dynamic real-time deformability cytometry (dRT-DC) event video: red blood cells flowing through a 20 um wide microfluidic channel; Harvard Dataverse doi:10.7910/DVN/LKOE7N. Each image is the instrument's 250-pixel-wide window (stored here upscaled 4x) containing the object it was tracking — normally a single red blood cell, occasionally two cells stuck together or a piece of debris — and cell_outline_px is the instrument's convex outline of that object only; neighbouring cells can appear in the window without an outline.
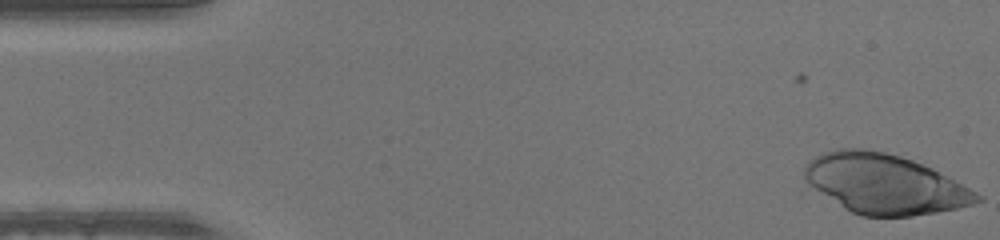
{"species": "human", "species_latin": "Homo sapiens", "temperature_condition": "warm", "stored_images_in_passage": 17, "camera_frame_rate_fps": 3000, "um_per_image_px": 0.085, "donor": {"sex": "male"}, "frame": {"image": 1, "passage_image": 1, "time_ms": 0.0, "image_size_px": [1000, 240], "cell_outline_px": [[984, 200], [972, 204], [956, 208], [936, 212], [912, 216], [860, 216], [844, 208], [808, 184], [804, 176], [804, 168], [816, 156], [824, 152], [836, 148], [864, 148], [884, 152], [900, 156], [912, 160], [932, 168], [984, 196]], "centroid_in_image_um": [75.2, 15.63], "position_along_channel_um": 9.8, "area_um2": 59.48}}
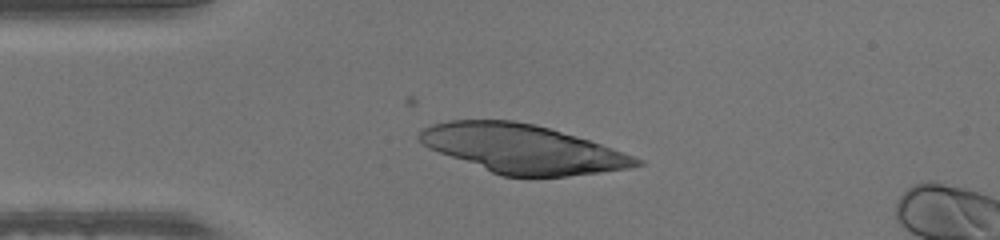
{"frame": {"image": 2, "passage_image": 11, "time_ms": 3.333, "image_size_px": [1000, 240], "cell_outline_px": [[644, 164], [632, 168], [568, 176], [504, 176], [492, 172], [428, 148], [416, 136], [424, 128], [432, 124], [448, 120], [512, 120], [536, 124], [576, 136], [612, 148], [644, 160]], "centroid_in_image_um": [44.43, 12.64], "position_along_channel_um": 40.6, "area_um2": 60.92}}